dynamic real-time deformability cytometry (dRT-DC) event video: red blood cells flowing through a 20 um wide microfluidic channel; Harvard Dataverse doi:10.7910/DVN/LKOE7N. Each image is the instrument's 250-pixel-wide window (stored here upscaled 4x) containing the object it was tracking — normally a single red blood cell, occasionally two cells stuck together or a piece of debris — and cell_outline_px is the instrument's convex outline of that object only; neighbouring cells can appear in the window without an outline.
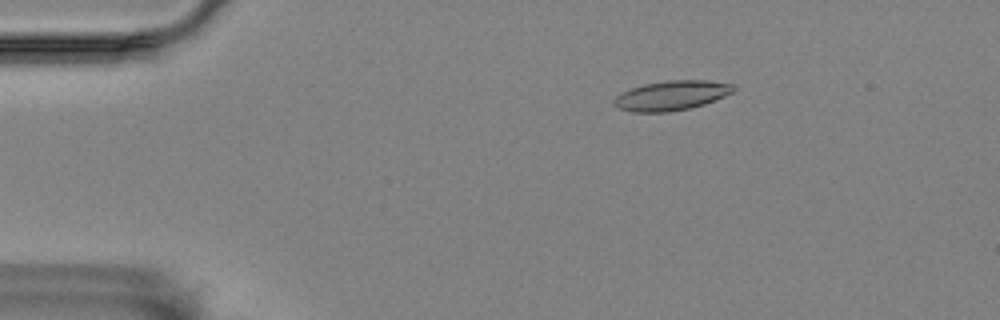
{"species": "Egyptian fruit bat (a non-hibernating species)", "species_latin": "Rousettus aegyptiacus", "temperature_condition": "room temperature", "stored_images_in_passage": 57, "camera_frame_rate_fps": 3000, "um_per_image_px": 0.085, "animal": {"sex": "female"}, "frame": {"image": 1, "passage_image": 10, "time_ms": 3.0, "image_size_px": [1000, 320], "cell_outline_px": [[736, 88], [732, 92], [724, 96], [704, 104], [692, 108], [668, 112], [632, 112], [620, 108], [612, 104], [612, 100], [616, 96], [632, 88], [644, 84], [668, 80], [708, 80], [736, 84]], "centroid_in_image_um": [57.1, 8.11], "position_along_channel_um": 27.9, "area_um2": 20.69}}
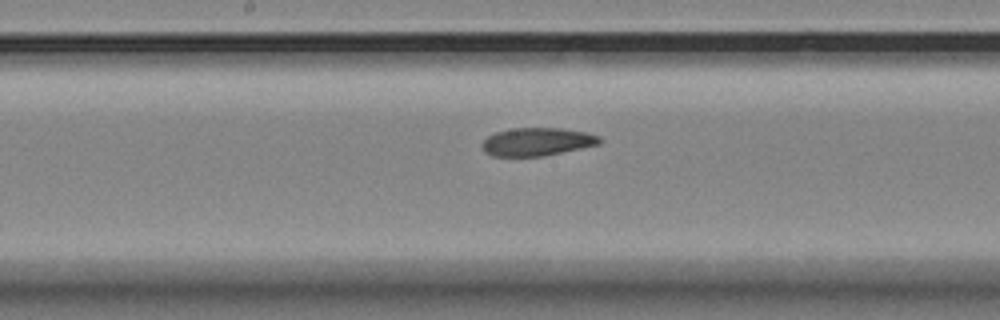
{"frame": {"image": 2, "passage_image": 30, "time_ms": 9.667, "image_size_px": [1000, 320], "cell_outline_px": [[604, 140], [600, 144], [544, 156], [492, 156], [484, 152], [480, 144], [488, 136], [496, 132], [512, 128], [560, 128], [588, 132], [600, 136]], "centroid_in_image_um": [45.67, 12.05], "position_along_channel_um": 202.5, "area_um2": 19.42}}
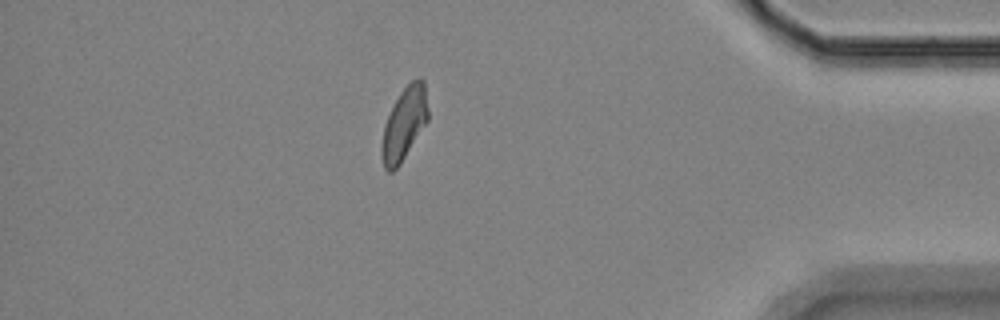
{"frame": {"image": 3, "passage_image": 50, "time_ms": 16.333, "image_size_px": [1000, 320], "cell_outline_px": [[428, 120], [400, 164], [392, 172], [388, 172], [384, 168], [380, 148], [384, 124], [400, 92], [412, 80], [420, 76], [424, 80], [428, 108]], "centroid_in_image_um": [34.35, 10.52], "position_along_channel_um": 400.8, "area_um2": 19.54}, "authors_computed_cell_mechanics": {"area_um2": 19.9988, "velocity_mm_per_s": 3.5123, "shape_relaxation_time_tau1_ms": 5.7324, "shape_relaxation_time_tau2_ms": 3.8574, "deformation_change_tau1": 0.1637, "deformation_change_tau2": 0.1028}}